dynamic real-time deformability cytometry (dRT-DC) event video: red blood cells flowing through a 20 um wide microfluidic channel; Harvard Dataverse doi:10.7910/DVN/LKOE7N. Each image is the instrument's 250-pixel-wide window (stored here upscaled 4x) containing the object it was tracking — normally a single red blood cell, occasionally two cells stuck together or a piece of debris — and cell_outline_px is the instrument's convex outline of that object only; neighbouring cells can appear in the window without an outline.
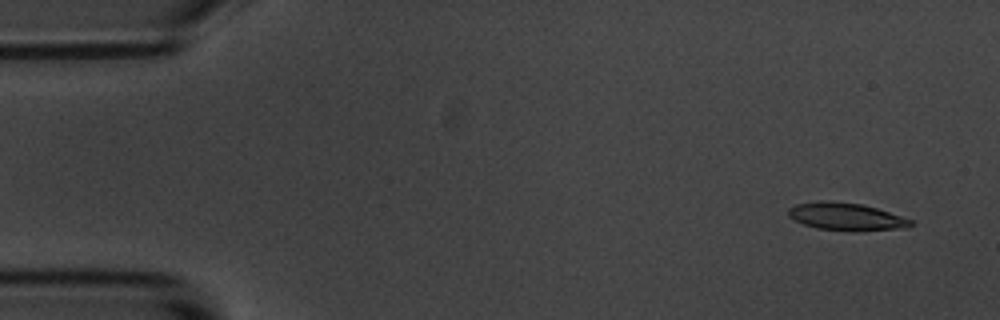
{"species": "common noctule bat (a hibernating species)", "species_latin": "Nyctalus noctula", "temperature_condition": "room temperature", "stored_images_in_passage": 7, "camera_frame_rate_fps": 3000, "um_per_image_px": 0.085, "animal": {"sex": "male", "body_mass_g": 20.1, "forearm_length_mm": 53.5}, "frame": {"image": 1, "passage_image": 2, "time_ms": 1.0, "image_size_px": [1000, 320], "cell_outline_px": [[912, 224], [908, 228], [856, 232], [852, 232], [816, 228], [804, 224], [788, 216], [788, 208], [796, 204], [820, 200], [860, 204], [876, 208], [912, 220]], "centroid_in_image_um": [71.92, 18.43], "position_along_channel_um": 13.1, "area_um2": 19.71}}
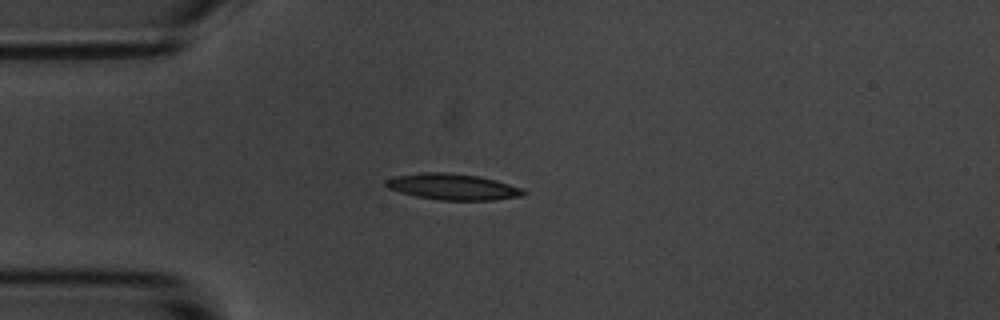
{"frame": {"image": 2, "passage_image": 5, "time_ms": 4.667, "image_size_px": [1000, 320], "cell_outline_px": [[528, 192], [524, 196], [492, 200], [436, 200], [416, 196], [400, 192], [388, 188], [384, 184], [384, 180], [396, 176], [424, 172], [448, 172], [480, 176], [496, 180], [524, 188]], "centroid_in_image_um": [38.53, 15.87], "position_along_channel_um": 46.5, "area_um2": 21.21}}